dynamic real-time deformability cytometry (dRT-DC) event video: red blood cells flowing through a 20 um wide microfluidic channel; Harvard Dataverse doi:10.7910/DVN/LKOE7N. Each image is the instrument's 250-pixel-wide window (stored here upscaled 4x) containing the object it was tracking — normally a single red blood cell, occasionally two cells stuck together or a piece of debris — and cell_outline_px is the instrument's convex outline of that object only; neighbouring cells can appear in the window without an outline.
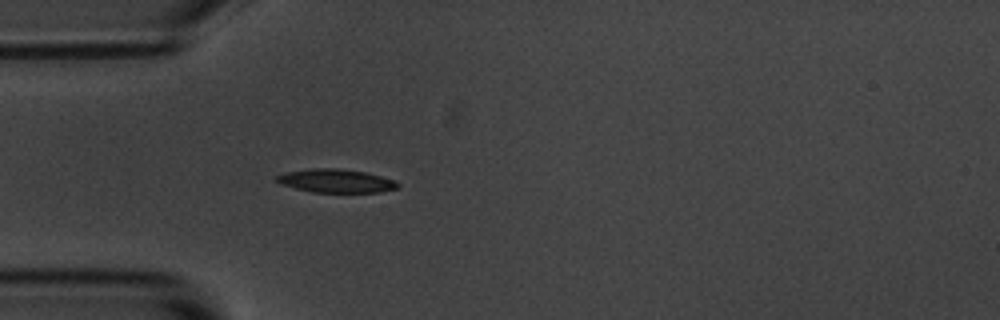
{"species": "common noctule bat (a hibernating species)", "species_latin": "Nyctalus noctula", "temperature_condition": "room temperature", "stored_images_in_passage": 41, "camera_frame_rate_fps": 3000, "um_per_image_px": 0.085, "animal": {"sex": "male", "body_mass_g": 20.1, "forearm_length_mm": 53.5}, "frame": {"image": 1, "passage_image": 1, "time_ms": 0.0, "image_size_px": [1000, 320], "cell_outline_px": [[400, 184], [396, 188], [380, 192], [312, 192], [280, 184], [276, 180], [276, 176], [288, 172], [312, 168], [336, 168], [364, 172], [396, 180]], "centroid_in_image_um": [28.57, 15.37], "position_along_channel_um": 56.4, "area_um2": 16.36}}
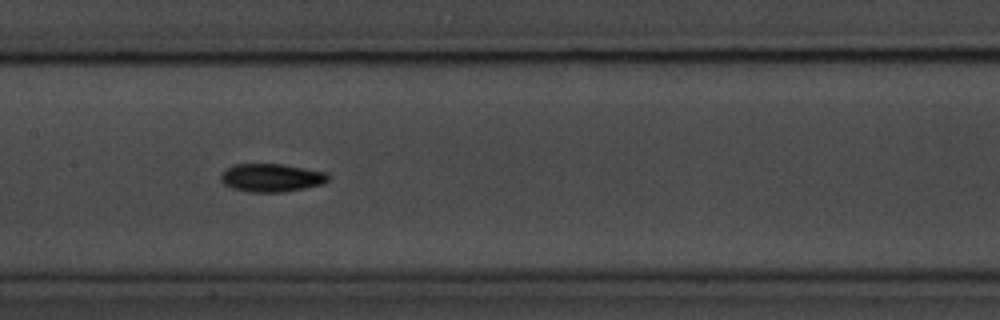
{"frame": {"image": 2, "passage_image": 12, "time_ms": 3.667, "image_size_px": [1000, 320], "cell_outline_px": [[328, 180], [324, 184], [284, 192], [248, 192], [232, 188], [224, 184], [220, 180], [220, 176], [228, 168], [236, 164], [284, 164], [328, 172]], "centroid_in_image_um": [23.1, 15.11], "position_along_channel_um": 184.3, "area_um2": 17.69}}
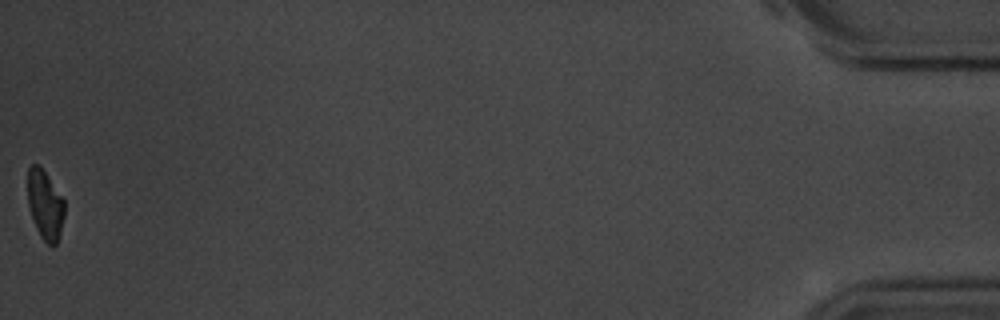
{"frame": {"image": 3, "passage_image": 41, "time_ms": 13.333, "image_size_px": [1000, 320], "cell_outline_px": [[64, 216], [60, 232], [56, 244], [52, 248], [40, 236], [36, 228], [28, 204], [28, 168], [32, 164], [40, 164], [64, 200]], "centroid_in_image_um": [3.83, 17.4], "position_along_channel_um": 431.4, "area_um2": 14.8}, "authors_computed_cell_mechanics": {"area_um2": 16.4152, "velocity_mm_per_s": 3.58, "shape_relaxation_time_tau1_ms": 2.9515, "shape_relaxation_time_tau2_ms": null, "deformation_change_tau1": 0.1633, "deformation_change_tau2": null}}